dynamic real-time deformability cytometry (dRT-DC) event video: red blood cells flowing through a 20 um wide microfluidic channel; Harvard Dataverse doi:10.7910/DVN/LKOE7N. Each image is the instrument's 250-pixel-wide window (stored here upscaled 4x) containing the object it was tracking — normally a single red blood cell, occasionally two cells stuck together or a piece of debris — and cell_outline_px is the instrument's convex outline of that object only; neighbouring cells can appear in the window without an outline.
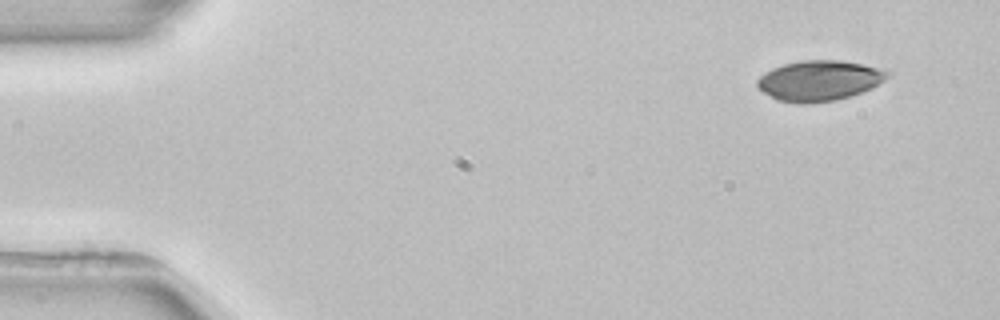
{"species": "common noctule bat (a hibernating species)", "species_latin": "Nyctalus noctula", "temperature_condition": "room temperature", "stored_images_in_passage": 5, "camera_frame_rate_fps": 3000, "um_per_image_px": 0.085, "animal": {"sex": "female", "body_mass_g": 22.7, "forearm_length_mm": 54.2}, "frame": {"image": 1, "passage_image": 1, "time_ms": 0.0, "image_size_px": [1000, 320], "cell_outline_px": [[888, 76], [884, 80], [872, 88], [852, 96], [836, 100], [804, 104], [800, 104], [776, 100], [764, 92], [756, 84], [756, 80], [764, 72], [772, 68], [784, 64], [800, 60], [840, 60], [864, 64], [888, 72]], "centroid_in_image_um": [69.6, 6.86], "position_along_channel_um": 15.4, "area_um2": 30.63}}
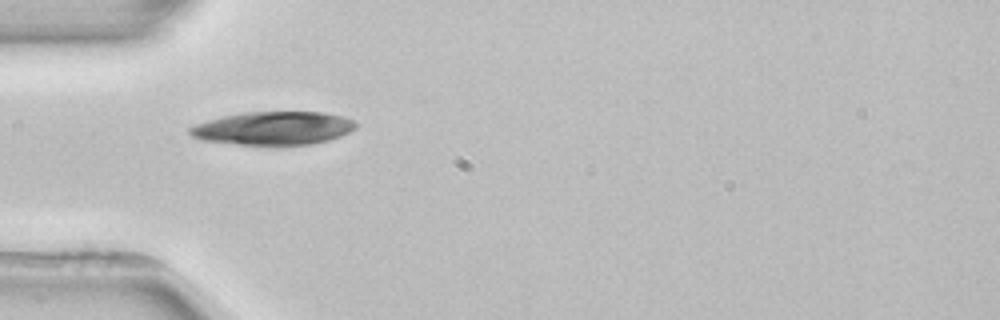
{"frame": {"image": 2, "passage_image": 4, "time_ms": 4.0, "image_size_px": [1000, 320], "cell_outline_px": [[356, 128], [340, 136], [328, 140], [308, 144], [240, 144], [200, 140], [192, 136], [188, 132], [188, 128], [196, 124], [208, 120], [224, 116], [244, 112], [324, 112], [344, 116], [356, 120]], "centroid_in_image_um": [23.25, 10.88], "position_along_channel_um": 61.8, "area_um2": 31.96}}